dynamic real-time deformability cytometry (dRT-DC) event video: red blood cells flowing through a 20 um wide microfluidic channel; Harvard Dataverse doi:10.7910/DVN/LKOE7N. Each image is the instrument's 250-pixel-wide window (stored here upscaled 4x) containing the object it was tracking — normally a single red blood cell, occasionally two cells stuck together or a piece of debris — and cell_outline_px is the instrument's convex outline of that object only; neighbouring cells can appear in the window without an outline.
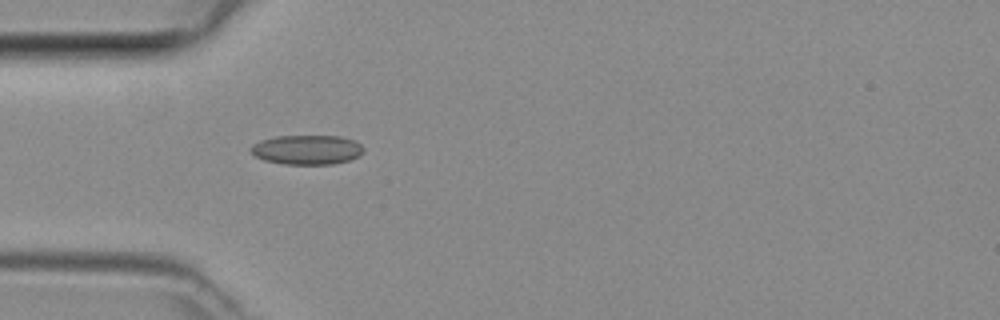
{"species": "common noctule bat (a hibernating species)", "species_latin": "Nyctalus noctula", "temperature_condition": "room temperature", "stored_images_in_passage": 34, "camera_frame_rate_fps": 3000, "um_per_image_px": 0.085, "animal": {"sex": "female", "body_mass_g": 29.2, "forearm_length_mm": 56.3}, "frame": {"image": 1, "passage_image": 1, "time_ms": 0.0, "image_size_px": [1000, 320], "cell_outline_px": [[364, 152], [348, 160], [332, 164], [284, 164], [264, 160], [256, 156], [248, 148], [252, 144], [260, 140], [276, 136], [340, 136], [356, 140], [364, 148]], "centroid_in_image_um": [26.08, 12.71], "position_along_channel_um": 58.9, "area_um2": 19.42}}
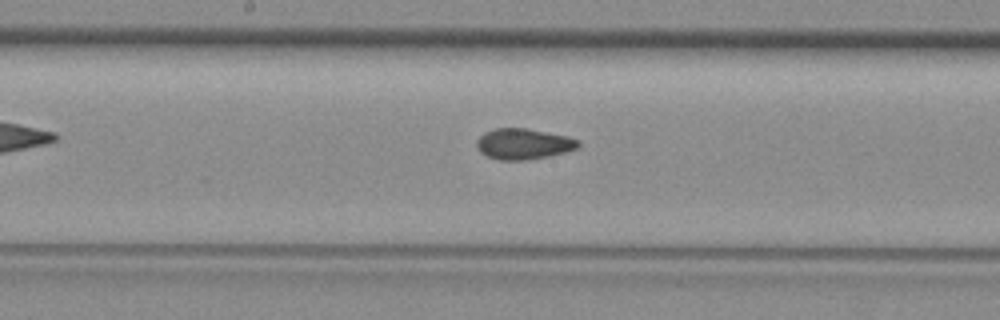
{"frame": {"image": 2, "passage_image": 11, "time_ms": 3.333, "image_size_px": [1000, 320], "cell_outline_px": [[580, 144], [576, 148], [564, 152], [548, 156], [524, 160], [500, 160], [488, 156], [480, 152], [476, 148], [476, 140], [484, 132], [496, 128], [528, 128], [568, 136], [580, 140]], "centroid_in_image_um": [44.48, 12.22], "position_along_channel_um": 203.7, "area_um2": 18.26}}
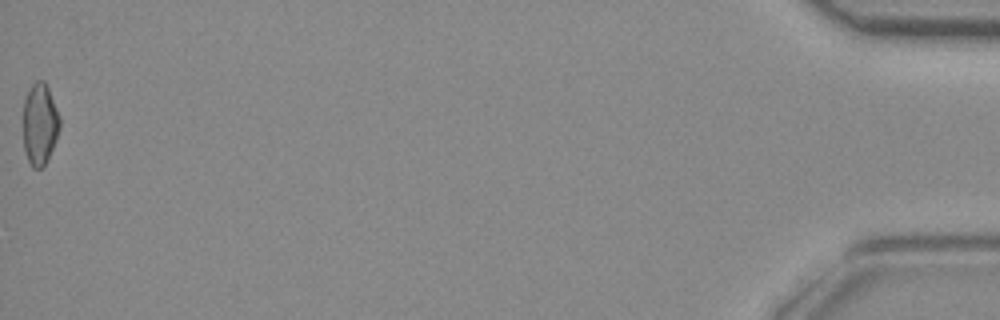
{"frame": {"image": 3, "passage_image": 34, "time_ms": 11.0, "image_size_px": [1000, 320], "cell_outline_px": [[60, 128], [56, 140], [44, 164], [40, 168], [32, 168], [28, 160], [24, 148], [24, 100], [28, 88], [36, 80], [44, 80], [48, 88], [60, 116]], "centroid_in_image_um": [3.38, 10.51], "position_along_channel_um": 431.8, "area_um2": 17.28}}